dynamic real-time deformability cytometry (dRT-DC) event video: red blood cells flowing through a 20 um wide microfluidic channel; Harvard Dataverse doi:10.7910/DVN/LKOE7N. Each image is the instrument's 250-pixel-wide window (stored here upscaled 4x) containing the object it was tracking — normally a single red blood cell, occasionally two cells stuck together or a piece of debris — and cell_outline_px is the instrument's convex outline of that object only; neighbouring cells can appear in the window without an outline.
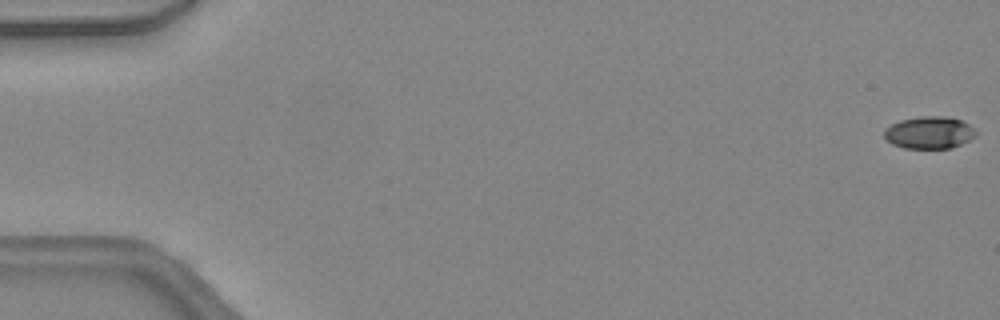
{"species": "common noctule bat (a hibernating species)", "species_latin": "Nyctalus noctula", "temperature_condition": "warm", "stored_images_in_passage": 47, "camera_frame_rate_fps": 3000, "um_per_image_px": 0.085, "animal": {"sex": "female", "body_mass_g": 24.6, "forearm_length_mm": 56.2}, "frame": {"image": 1, "passage_image": 1, "time_ms": 0.0, "image_size_px": [1000, 320], "cell_outline_px": [[976, 136], [952, 148], [904, 148], [892, 144], [884, 136], [884, 128], [900, 120], [920, 116], [944, 116], [960, 120], [968, 124], [976, 132]], "centroid_in_image_um": [78.96, 11.27], "position_along_channel_um": 6.0, "area_um2": 17.11}}
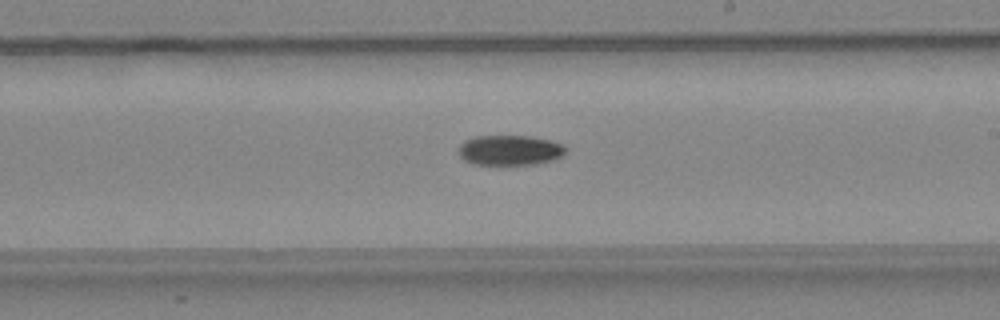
{"frame": {"image": 2, "passage_image": 28, "time_ms": 9.0, "image_size_px": [1000, 320], "cell_outline_px": [[568, 148], [560, 156], [552, 160], [536, 164], [476, 164], [464, 160], [460, 156], [460, 144], [464, 140], [476, 136], [528, 136], [548, 140], [560, 144]], "centroid_in_image_um": [43.32, 12.76], "position_along_channel_um": 245.7, "area_um2": 18.5}}
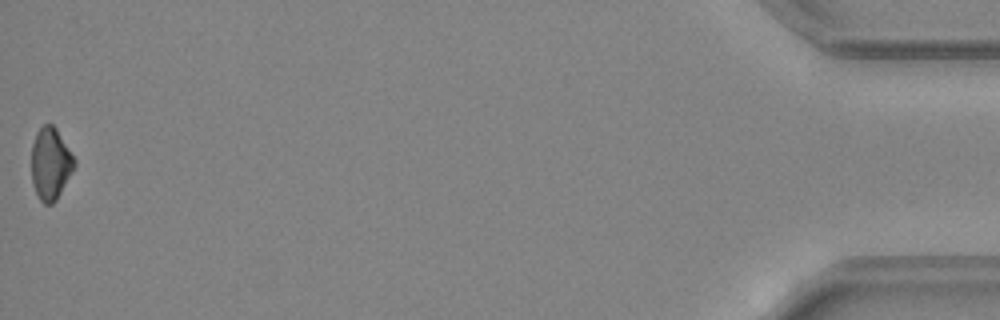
{"frame": {"image": 3, "passage_image": 47, "time_ms": 15.333, "image_size_px": [1000, 320], "cell_outline_px": [[76, 164], [72, 172], [56, 200], [52, 204], [44, 204], [40, 200], [32, 184], [32, 144], [36, 132], [44, 124], [52, 124], [56, 128], [76, 160]], "centroid_in_image_um": [4.29, 13.91], "position_along_channel_um": 430.9, "area_um2": 17.92}, "authors_computed_cell_mechanics": {"area_um2": 18.496, "velocity_mm_per_s": 4.495, "shape_relaxation_time_tau1_ms": 8.9249, "shape_relaxation_time_tau2_ms": null, "deformation_change_tau1": 0.142, "deformation_change_tau2": null}}